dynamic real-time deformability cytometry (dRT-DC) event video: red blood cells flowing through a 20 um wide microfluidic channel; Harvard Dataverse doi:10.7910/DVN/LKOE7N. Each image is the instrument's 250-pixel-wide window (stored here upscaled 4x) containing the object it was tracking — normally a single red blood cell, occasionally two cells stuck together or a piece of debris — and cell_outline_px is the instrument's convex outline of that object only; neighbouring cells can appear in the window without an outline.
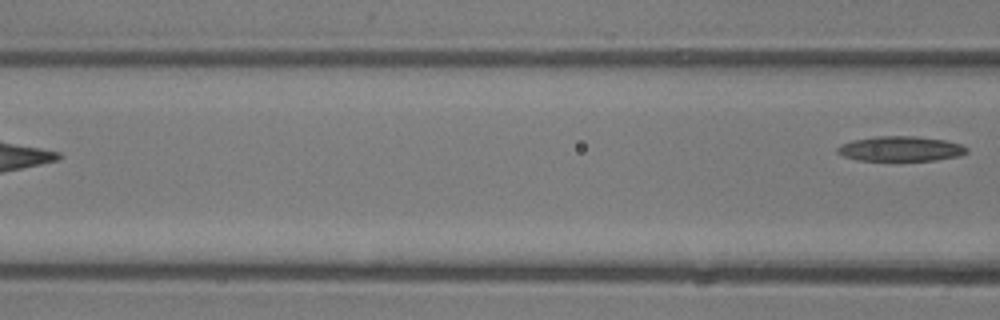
{"species": "common noctule bat (a hibernating species)", "species_latin": "Nyctalus noctula", "temperature_condition": "room temperature", "stored_images_in_passage": 6, "camera_frame_rate_fps": 3000, "um_per_image_px": 0.085, "animal": {"sex": "male", "body_mass_g": 13.3}, "frame": {"image": 1, "passage_image": 6, "time_ms": 1.667, "image_size_px": [1000, 320], "cell_outline_px": [[968, 152], [960, 156], [936, 160], [856, 160], [844, 156], [836, 152], [836, 148], [840, 144], [852, 140], [876, 136], [916, 136], [944, 140], [960, 144], [968, 148]], "centroid_in_image_um": [76.54, 12.64], "position_along_channel_um": 90.1, "area_um2": 18.84}}